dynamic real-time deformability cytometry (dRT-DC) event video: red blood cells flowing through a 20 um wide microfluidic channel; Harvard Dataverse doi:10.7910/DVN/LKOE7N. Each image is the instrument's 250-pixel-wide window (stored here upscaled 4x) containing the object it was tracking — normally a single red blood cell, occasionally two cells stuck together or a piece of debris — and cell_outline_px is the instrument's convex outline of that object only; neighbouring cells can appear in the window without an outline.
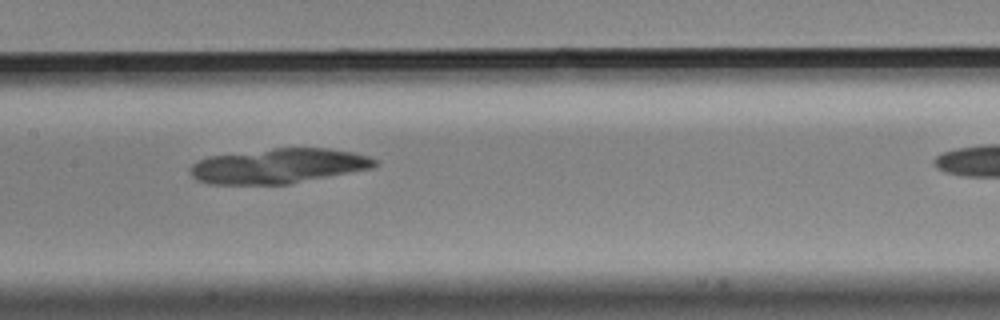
{"species": "Egyptian fruit bat (a non-hibernating species)", "species_latin": "Rousettus aegyptiacus", "temperature_condition": "cold", "stored_images_in_passage": 7, "camera_frame_rate_fps": 3000, "um_per_image_px": 0.085, "animal": {"sex": "male"}, "frame": {"image": 1, "passage_image": 5, "time_ms": 1.333, "image_size_px": [1000, 320], "cell_outline_px": [[380, 160], [372, 168], [288, 184], [208, 184], [196, 180], [192, 176], [192, 164], [196, 160], [208, 156], [272, 148], [328, 148], [352, 152], [368, 156]], "centroid_in_image_um": [23.66, 14.1], "position_along_channel_um": 183.7, "area_um2": 37.51}}
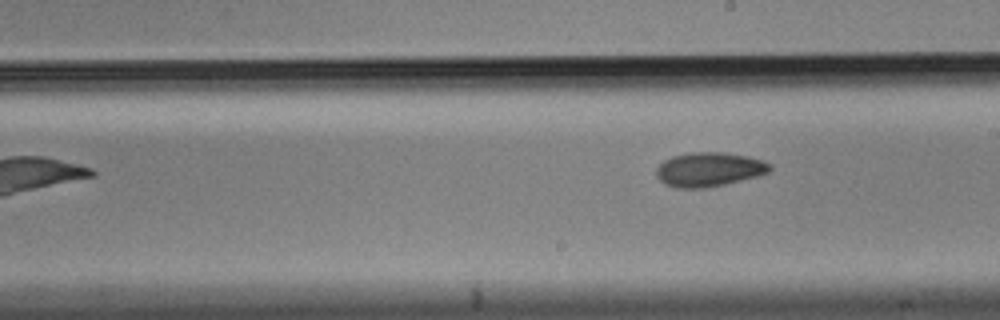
{"frame": {"image": 2, "passage_image": 7, "time_ms": 2.0, "image_size_px": [1000, 320], "cell_outline_px": [[772, 168], [768, 172], [756, 176], [724, 184], [704, 188], [676, 188], [664, 184], [656, 176], [656, 168], [664, 160], [672, 156], [692, 152], [724, 152], [748, 156], [764, 160], [772, 164]], "centroid_in_image_um": [60.26, 14.39], "position_along_channel_um": 228.7, "area_um2": 22.72}}